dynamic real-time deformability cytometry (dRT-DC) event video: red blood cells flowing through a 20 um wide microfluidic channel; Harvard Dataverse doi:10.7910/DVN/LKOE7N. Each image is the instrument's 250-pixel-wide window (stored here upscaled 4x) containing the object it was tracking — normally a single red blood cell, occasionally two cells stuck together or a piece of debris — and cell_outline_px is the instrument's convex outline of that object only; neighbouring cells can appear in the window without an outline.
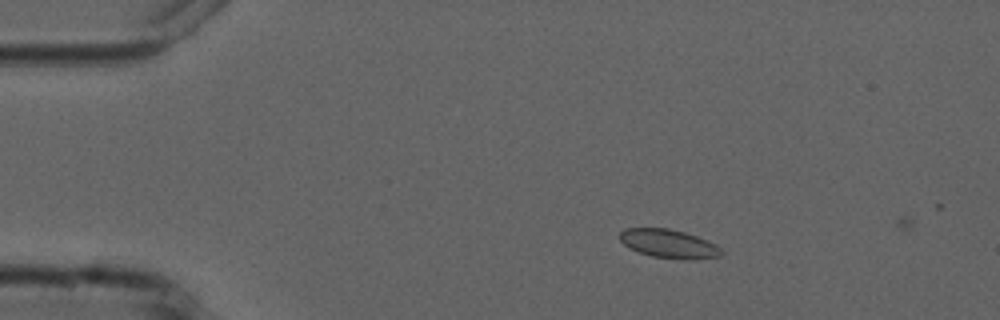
{"species": "common noctule bat (a hibernating species)", "species_latin": "Nyctalus noctula", "temperature_condition": "cold", "stored_images_in_passage": 4, "camera_frame_rate_fps": 3000, "um_per_image_px": 0.085, "animal": {"sex": "male", "forearm_length_mm": 52.5}, "frame": {"image": 1, "passage_image": 2, "time_ms": 1.0, "image_size_px": [1000, 320], "cell_outline_px": [[724, 252], [720, 256], [696, 260], [684, 260], [652, 256], [640, 252], [624, 244], [620, 240], [620, 232], [624, 228], [668, 228], [684, 232], [708, 240], [716, 244]], "centroid_in_image_um": [56.9, 20.72], "position_along_channel_um": 28.1, "area_um2": 16.99}}